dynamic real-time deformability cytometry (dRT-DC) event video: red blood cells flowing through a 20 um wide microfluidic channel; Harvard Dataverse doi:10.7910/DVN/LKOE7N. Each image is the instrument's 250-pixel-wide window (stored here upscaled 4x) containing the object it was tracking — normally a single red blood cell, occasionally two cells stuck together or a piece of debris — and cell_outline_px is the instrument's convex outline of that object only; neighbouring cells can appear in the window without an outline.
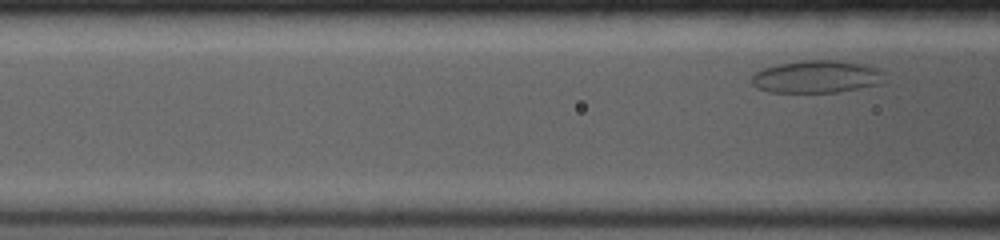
{"species": "common noctule bat (a hibernating species)", "species_latin": "Nyctalus noctula", "temperature_condition": "room temperature", "stored_images_in_passage": 12, "segment_of_instrument_passage": [2, 2], "camera_frame_rate_fps": 4000, "um_per_image_px": 0.085, "animal": {"sex": "female", "body_mass_g": 19.0, "forearm_length_mm": 53.3}, "frame": {"image": 1, "passage_image": 12, "time_ms": 3.0, "image_size_px": [1000, 240], "cell_outline_px": [[884, 84], [836, 92], [768, 92], [756, 88], [752, 84], [752, 76], [756, 72], [764, 68], [780, 64], [804, 60], [836, 60], [860, 64], [876, 68], [884, 72]], "centroid_in_image_um": [69.43, 6.53], "position_along_channel_um": 97.2, "area_um2": 25.14}}